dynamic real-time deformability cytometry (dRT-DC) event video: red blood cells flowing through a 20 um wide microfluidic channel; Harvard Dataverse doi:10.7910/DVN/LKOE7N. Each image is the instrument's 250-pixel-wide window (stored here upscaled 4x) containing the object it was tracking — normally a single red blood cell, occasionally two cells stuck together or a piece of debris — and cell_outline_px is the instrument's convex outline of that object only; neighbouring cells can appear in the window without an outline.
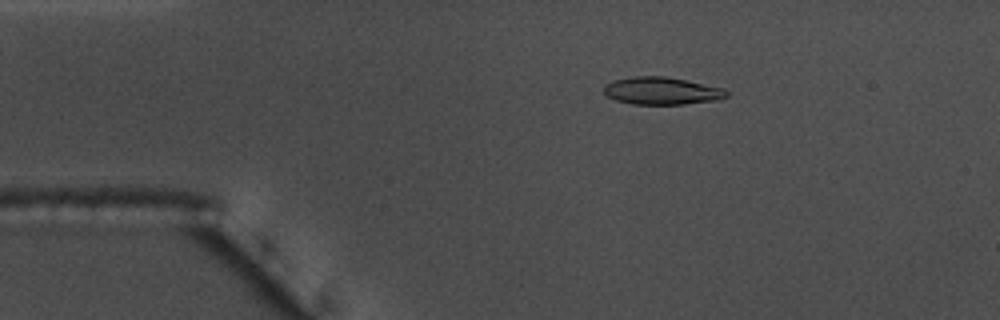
{"species": "common noctule bat (a hibernating species)", "species_latin": "Nyctalus noctula", "temperature_condition": "warm", "stored_images_in_passage": 55, "camera_frame_rate_fps": 3000, "um_per_image_px": 0.085, "animal": {"sex": "male", "body_mass_g": 17.5, "forearm_length_mm": 52.3}, "frame": {"image": 1, "passage_image": 10, "time_ms": 3.0, "image_size_px": [1000, 320], "cell_outline_px": [[728, 96], [716, 100], [684, 104], [632, 104], [616, 100], [608, 96], [604, 92], [604, 84], [616, 80], [636, 76], [664, 76], [724, 88], [728, 92]], "centroid_in_image_um": [56.25, 7.73], "position_along_channel_um": 28.7, "area_um2": 19.42}}
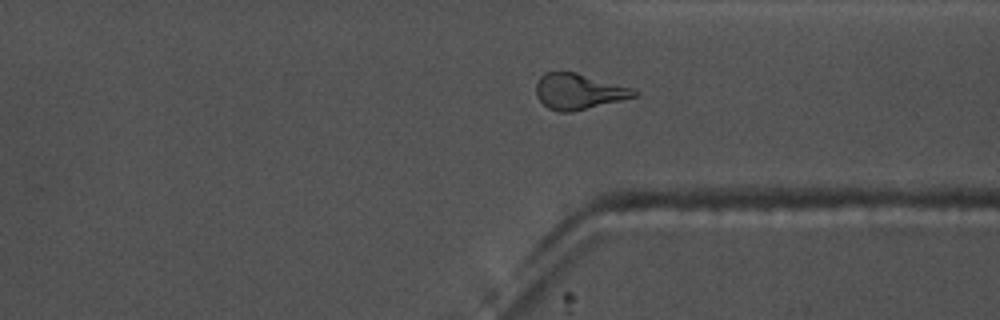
{"frame": {"image": 2, "passage_image": 41, "time_ms": 13.333, "image_size_px": [1000, 320], "cell_outline_px": [[640, 96], [572, 112], [560, 112], [548, 108], [536, 96], [536, 84], [540, 76], [544, 72], [576, 72], [632, 88], [640, 92]], "centroid_in_image_um": [49.21, 7.78], "position_along_channel_um": 362.2, "area_um2": 20.52}}
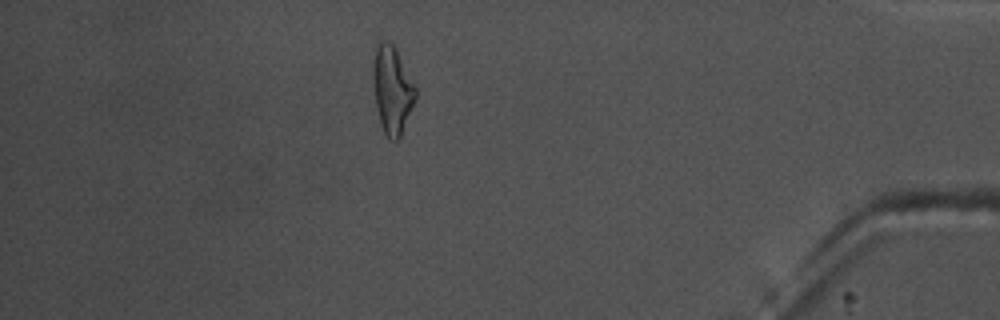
{"frame": {"image": 3, "passage_image": 48, "time_ms": 15.667, "image_size_px": [1000, 320], "cell_outline_px": [[416, 96], [400, 140], [388, 140], [380, 124], [376, 108], [372, 80], [372, 60], [376, 44], [380, 40], [384, 40], [392, 44], [396, 48], [416, 88]], "centroid_in_image_um": [33.3, 7.63], "position_along_channel_um": 401.9, "area_um2": 22.02}, "authors_computed_cell_mechanics": {"area_um2": 20.0566, "velocity_mm_per_s": 3.7132, "shape_relaxation_time_tau1_ms": 4.9498, "shape_relaxation_time_tau2_ms": 2.5125, "deformation_change_tau1": 0.1837, "deformation_change_tau2": 0.1064}}